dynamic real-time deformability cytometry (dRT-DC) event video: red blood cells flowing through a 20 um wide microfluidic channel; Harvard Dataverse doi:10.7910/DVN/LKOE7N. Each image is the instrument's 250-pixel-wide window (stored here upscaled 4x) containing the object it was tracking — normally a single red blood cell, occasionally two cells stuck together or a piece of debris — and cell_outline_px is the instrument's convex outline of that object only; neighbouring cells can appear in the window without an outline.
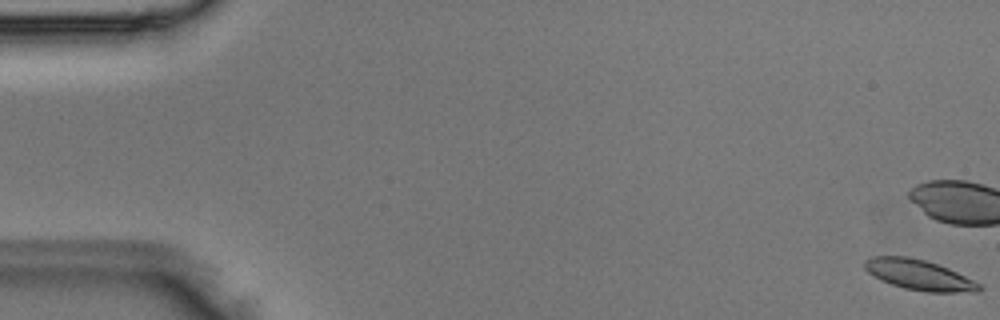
{"species": "Egyptian fruit bat (a non-hibernating species)", "species_latin": "Rousettus aegyptiacus", "temperature_condition": "room temperature", "stored_images_in_passage": 5, "segment_of_instrument_passage": [2, 2], "camera_frame_rate_fps": 3000, "um_per_image_px": 0.085, "animal": {"sex": "male"}, "frame": {"image": 1, "passage_image": 5, "time_ms": 1.333, "image_size_px": [1000, 320], "cell_outline_px": [[984, 288], [980, 292], [924, 292], [904, 288], [880, 280], [868, 272], [864, 268], [864, 260], [872, 256], [908, 256], [924, 260], [948, 268], [980, 284]], "centroid_in_image_um": [78.11, 23.37], "position_along_channel_um": 6.9, "area_um2": 20.23}}